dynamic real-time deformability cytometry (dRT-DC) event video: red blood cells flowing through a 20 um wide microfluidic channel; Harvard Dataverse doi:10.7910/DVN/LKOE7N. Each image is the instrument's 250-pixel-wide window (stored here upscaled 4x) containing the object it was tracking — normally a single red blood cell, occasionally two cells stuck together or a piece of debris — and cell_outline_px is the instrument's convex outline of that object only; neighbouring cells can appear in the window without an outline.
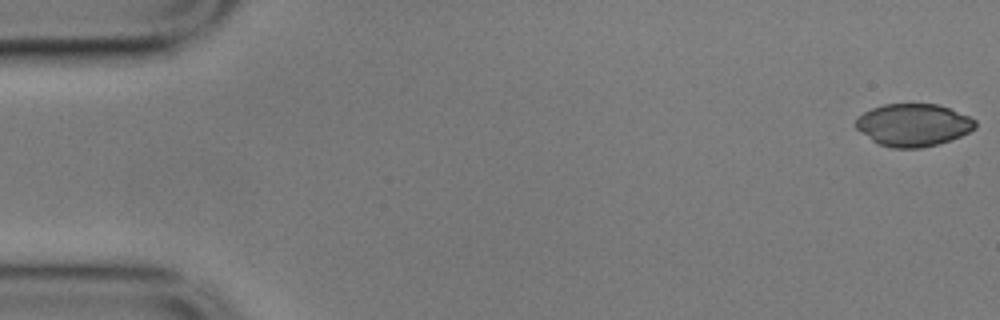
{"species": "common noctule bat (a hibernating species)", "species_latin": "Nyctalus noctula", "temperature_condition": "cold", "stored_images_in_passage": 56, "camera_frame_rate_fps": 3000, "um_per_image_px": 0.085, "animal": {"sex": "male", "body_mass_g": 17.9}, "frame": {"image": 1, "passage_image": 1, "time_ms": 0.0, "image_size_px": [1000, 320], "cell_outline_px": [[976, 128], [960, 136], [936, 144], [920, 148], [892, 148], [880, 144], [872, 140], [856, 128], [856, 120], [864, 112], [872, 108], [884, 104], [936, 104], [948, 108], [968, 116], [976, 120]], "centroid_in_image_um": [77.63, 10.62], "position_along_channel_um": 7.4, "area_um2": 29.19}}